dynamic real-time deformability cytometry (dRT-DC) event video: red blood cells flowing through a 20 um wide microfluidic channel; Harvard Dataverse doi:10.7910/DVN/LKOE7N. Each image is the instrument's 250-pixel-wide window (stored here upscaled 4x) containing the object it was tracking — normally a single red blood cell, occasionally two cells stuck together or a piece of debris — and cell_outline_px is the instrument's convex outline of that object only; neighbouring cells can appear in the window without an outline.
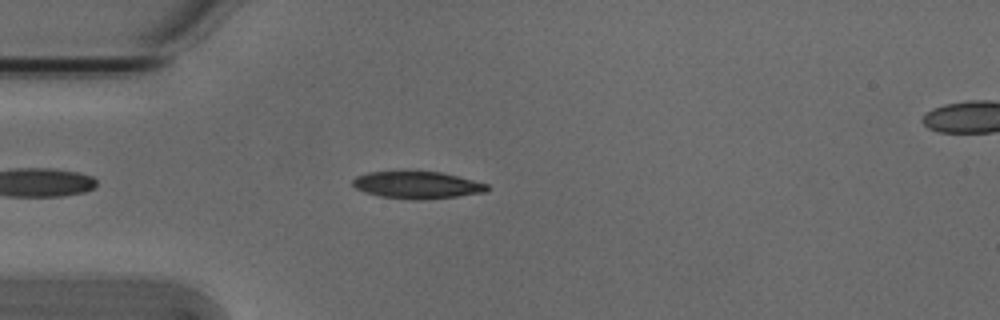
{"species": "Egyptian fruit bat (a non-hibernating species)", "species_latin": "Rousettus aegyptiacus", "temperature_condition": "cold", "stored_images_in_passage": 42, "camera_frame_rate_fps": 3000, "um_per_image_px": 0.085, "animal": {"sex": "male"}, "frame": {"image": 1, "passage_image": 6, "time_ms": 1.667, "image_size_px": [1000, 320], "cell_outline_px": [[488, 188], [484, 192], [456, 196], [424, 200], [412, 200], [380, 196], [364, 192], [356, 188], [352, 184], [352, 180], [356, 176], [368, 172], [404, 168], [440, 172], [488, 184]], "centroid_in_image_um": [35.36, 15.68], "position_along_channel_um": 49.6, "area_um2": 22.02}}
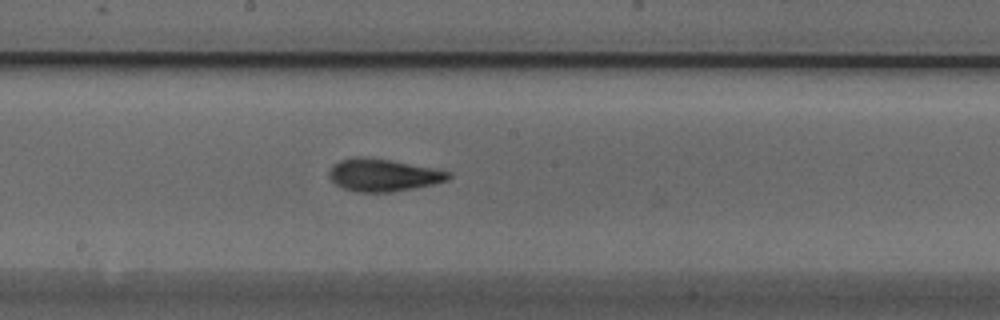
{"frame": {"image": 2, "passage_image": 20, "time_ms": 6.333, "image_size_px": [1000, 320], "cell_outline_px": [[452, 176], [448, 180], [432, 184], [412, 188], [388, 192], [360, 192], [344, 188], [336, 184], [328, 176], [328, 172], [332, 164], [340, 160], [356, 156], [364, 156], [392, 160], [452, 172]], "centroid_in_image_um": [32.54, 14.86], "position_along_channel_um": 215.7, "area_um2": 22.54}}
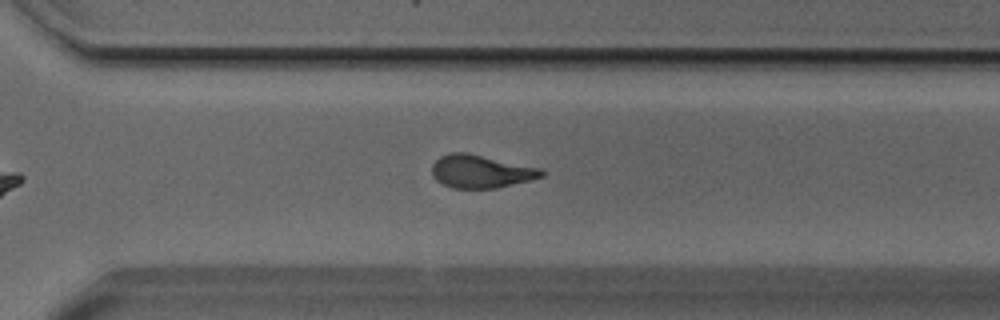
{"frame": {"image": 3, "passage_image": 29, "time_ms": 9.333, "image_size_px": [1000, 320], "cell_outline_px": [[544, 176], [496, 188], [452, 188], [436, 180], [432, 176], [432, 164], [440, 156], [452, 152], [468, 152], [544, 168]], "centroid_in_image_um": [40.89, 14.55], "position_along_channel_um": 329.7, "area_um2": 21.27}, "authors_computed_cell_mechanics": {"area_um2": 21.4438, "velocity_mm_per_s": 3.8152, "shape_relaxation_time_tau1_ms": 3.8896, "shape_relaxation_time_tau2_ms": 2.0411, "deformation_change_tau1": 0.1425, "deformation_change_tau2": 0.0858}}